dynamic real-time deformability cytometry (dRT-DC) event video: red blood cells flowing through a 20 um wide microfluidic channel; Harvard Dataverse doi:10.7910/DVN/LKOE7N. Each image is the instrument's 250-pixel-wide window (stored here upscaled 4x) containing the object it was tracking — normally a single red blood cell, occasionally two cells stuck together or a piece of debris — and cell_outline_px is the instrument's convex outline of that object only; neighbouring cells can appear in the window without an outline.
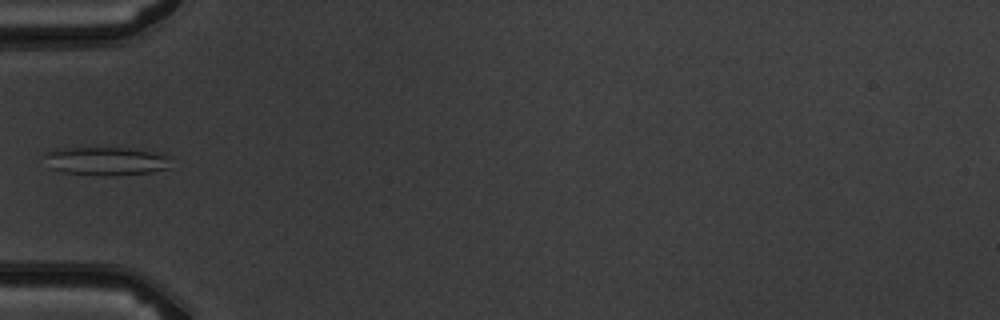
{"species": "common noctule bat (a hibernating species)", "species_latin": "Nyctalus noctula", "temperature_condition": "warm", "stored_images_in_passage": 6, "camera_frame_rate_fps": 3000, "um_per_image_px": 0.085, "animal": {"sex": "male", "body_mass_g": 19.5, "forearm_length_mm": 54.6}, "frame": {"image": 1, "passage_image": 5, "time_ms": 5.667, "image_size_px": [1000, 320], "cell_outline_px": [[172, 168], [148, 172], [112, 176], [104, 176], [60, 172], [48, 168], [44, 156], [44, 152], [56, 148], [136, 148], [164, 156]], "centroid_in_image_um": [8.89, 13.7], "position_along_channel_um": 76.1, "area_um2": 20.98}}
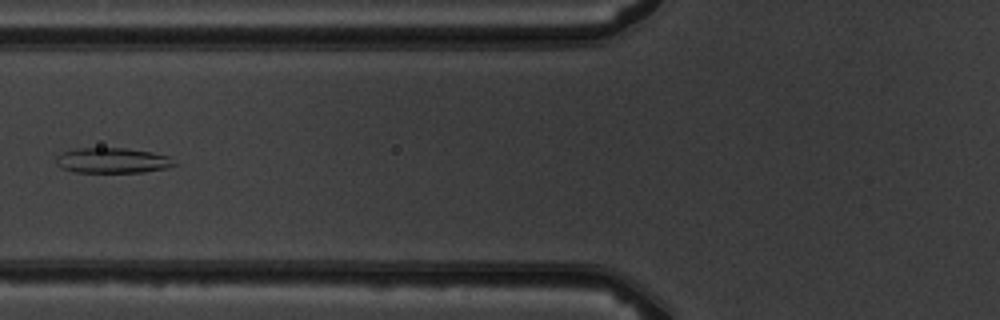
{"frame": {"image": 2, "passage_image": 6, "time_ms": 6.667, "image_size_px": [1000, 320], "cell_outline_px": [[176, 164], [164, 168], [144, 172], [76, 172], [60, 168], [56, 164], [56, 156], [64, 152], [76, 148], [124, 148], [152, 152], [168, 156]], "centroid_in_image_um": [9.51, 13.64], "position_along_channel_um": 116.3, "area_um2": 17.28}}